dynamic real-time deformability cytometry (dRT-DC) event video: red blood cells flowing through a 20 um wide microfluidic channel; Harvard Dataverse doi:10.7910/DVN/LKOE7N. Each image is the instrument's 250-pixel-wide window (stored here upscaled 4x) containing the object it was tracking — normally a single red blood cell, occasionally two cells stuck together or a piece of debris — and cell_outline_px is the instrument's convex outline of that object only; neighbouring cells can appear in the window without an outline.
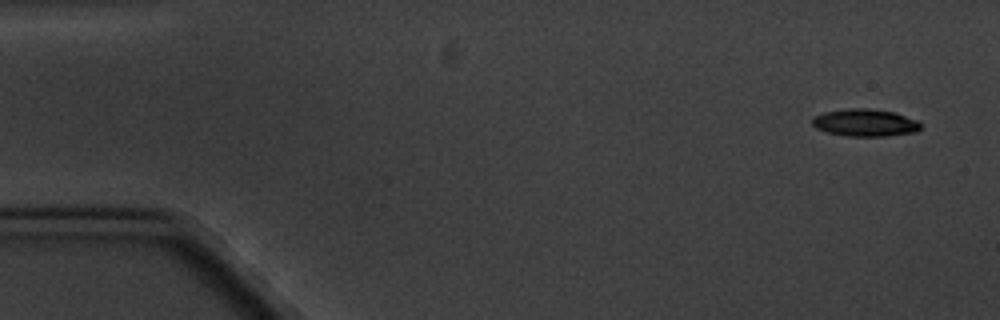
{"species": "common noctule bat (a hibernating species)", "species_latin": "Nyctalus noctula", "temperature_condition": "cold", "stored_images_in_passage": 6, "segment_of_instrument_passage": [1, 2], "camera_frame_rate_fps": 3000, "um_per_image_px": 0.085, "animal": {"sex": "male", "body_mass_g": 20.1, "forearm_length_mm": 53.5}, "frame": {"image": 1, "passage_image": 1, "time_ms": 0.0, "image_size_px": [1000, 320], "cell_outline_px": [[920, 128], [916, 132], [884, 136], [848, 136], [828, 132], [816, 128], [812, 124], [812, 116], [824, 112], [848, 108], [868, 108], [892, 112], [920, 120]], "centroid_in_image_um": [73.52, 10.42], "position_along_channel_um": 11.5, "area_um2": 17.28}}
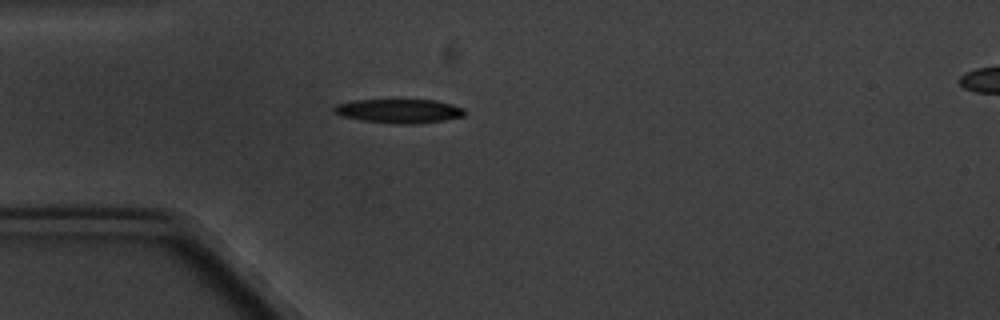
{"frame": {"image": 2, "passage_image": 5, "time_ms": 4.333, "image_size_px": [1000, 320], "cell_outline_px": [[468, 112], [464, 116], [444, 120], [416, 124], [400, 124], [360, 120], [340, 116], [332, 112], [332, 108], [336, 104], [356, 100], [436, 100], [452, 104], [464, 108]], "centroid_in_image_um": [33.92, 9.44], "position_along_channel_um": 51.1, "area_um2": 18.5}}